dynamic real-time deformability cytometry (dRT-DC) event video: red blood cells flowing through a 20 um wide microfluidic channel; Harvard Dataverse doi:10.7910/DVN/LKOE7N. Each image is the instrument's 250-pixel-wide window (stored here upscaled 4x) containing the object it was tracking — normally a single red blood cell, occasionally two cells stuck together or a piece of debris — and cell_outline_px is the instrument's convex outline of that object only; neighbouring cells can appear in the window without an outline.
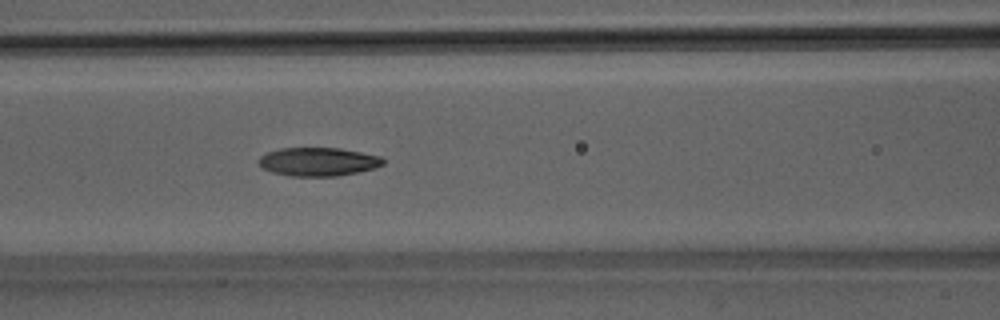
{"species": "Egyptian fruit bat (a non-hibernating species)", "species_latin": "Rousettus aegyptiacus", "temperature_condition": "room temperature", "stored_images_in_passage": 51, "camera_frame_rate_fps": 3000, "um_per_image_px": 0.085, "animal": {"sex": "male"}, "frame": {"image": 1, "passage_image": 22, "time_ms": 7.0, "image_size_px": [1000, 320], "cell_outline_px": [[384, 164], [376, 168], [336, 176], [288, 176], [272, 172], [260, 168], [256, 160], [260, 156], [268, 152], [280, 148], [340, 148], [380, 156], [384, 160]], "centroid_in_image_um": [26.99, 13.75], "position_along_channel_um": 139.6, "area_um2": 20.81}}
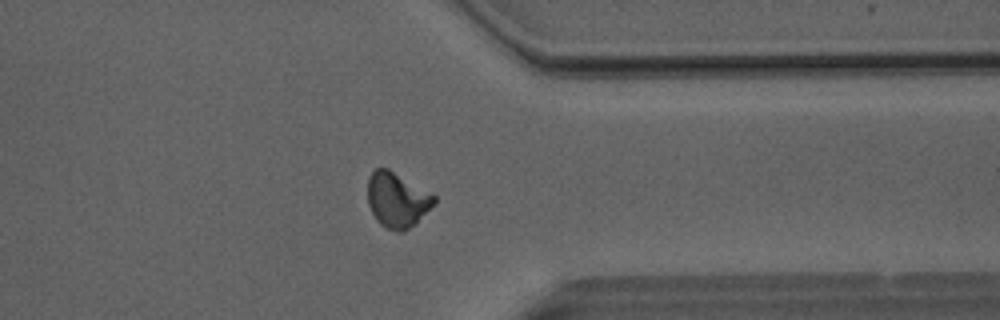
{"frame": {"image": 2, "passage_image": 40, "time_ms": 13.0, "image_size_px": [1000, 320], "cell_outline_px": [[436, 200], [416, 224], [404, 232], [396, 232], [380, 224], [376, 220], [368, 204], [368, 176], [376, 168], [388, 168], [436, 196]], "centroid_in_image_um": [33.73, 17.0], "position_along_channel_um": 377.7, "area_um2": 21.21}}
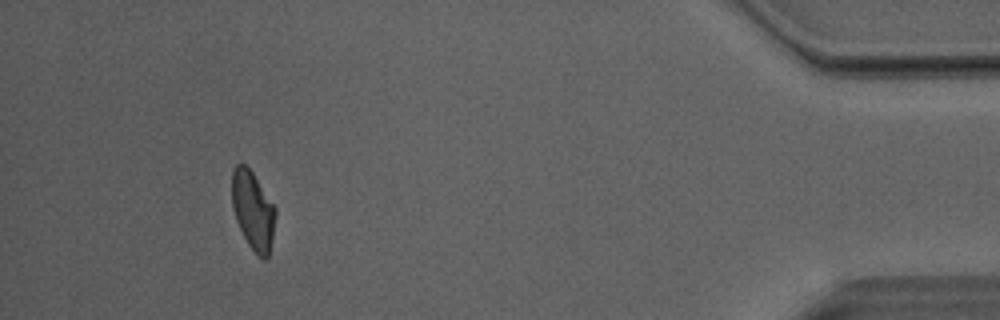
{"frame": {"image": 3, "passage_image": 47, "time_ms": 15.333, "image_size_px": [1000, 320], "cell_outline_px": [[276, 212], [272, 236], [268, 256], [264, 260], [248, 244], [236, 220], [232, 208], [232, 168], [236, 164], [244, 164], [252, 172], [276, 208]], "centroid_in_image_um": [21.48, 17.84], "position_along_channel_um": 413.7, "area_um2": 19.54}, "authors_computed_cell_mechanics": {"area_um2": 21.2126, "velocity_mm_per_s": 4.0517, "shape_relaxation_time_tau1_ms": 6.0404, "shape_relaxation_time_tau2_ms": 3.5743, "deformation_change_tau1": 0.1753, "deformation_change_tau2": 0.1017}}